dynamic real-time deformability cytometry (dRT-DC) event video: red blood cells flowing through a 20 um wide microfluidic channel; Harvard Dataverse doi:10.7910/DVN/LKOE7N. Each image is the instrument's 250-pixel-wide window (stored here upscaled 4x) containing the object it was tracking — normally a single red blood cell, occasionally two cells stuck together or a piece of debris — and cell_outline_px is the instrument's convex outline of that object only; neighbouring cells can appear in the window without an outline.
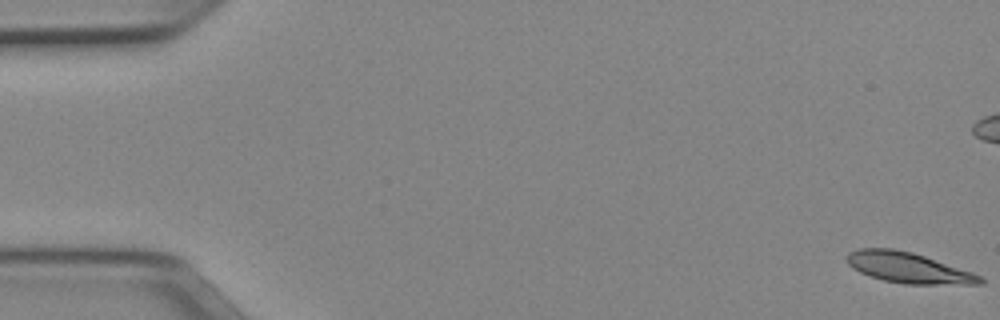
{"species": "Egyptian fruit bat (a non-hibernating species)", "species_latin": "Rousettus aegyptiacus", "temperature_condition": "cold", "stored_images_in_passage": 53, "camera_frame_rate_fps": 3000, "um_per_image_px": 0.085, "animal": {"sex": "female"}, "frame": {"image": 1, "passage_image": 1, "time_ms": 0.0, "image_size_px": [1000, 320], "cell_outline_px": [[984, 284], [904, 284], [884, 280], [860, 272], [852, 268], [848, 264], [848, 252], [860, 248], [892, 248], [912, 252], [972, 272], [980, 276], [984, 280]], "centroid_in_image_um": [77.21, 22.75], "position_along_channel_um": 7.8, "area_um2": 23.47}}
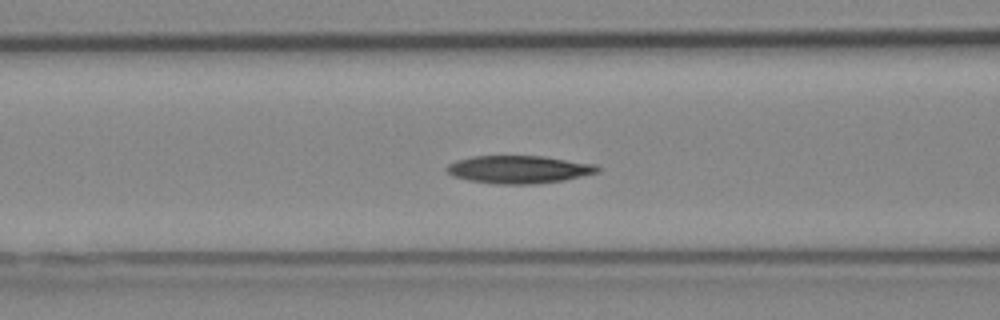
{"frame": {"image": 2, "passage_image": 21, "time_ms": 6.667, "image_size_px": [1000, 320], "cell_outline_px": [[600, 172], [564, 180], [536, 184], [496, 184], [468, 180], [452, 176], [444, 168], [448, 164], [456, 160], [472, 156], [544, 156], [596, 164], [600, 168]], "centroid_in_image_um": [44.1, 14.4], "position_along_channel_um": 122.5, "area_um2": 24.62}}
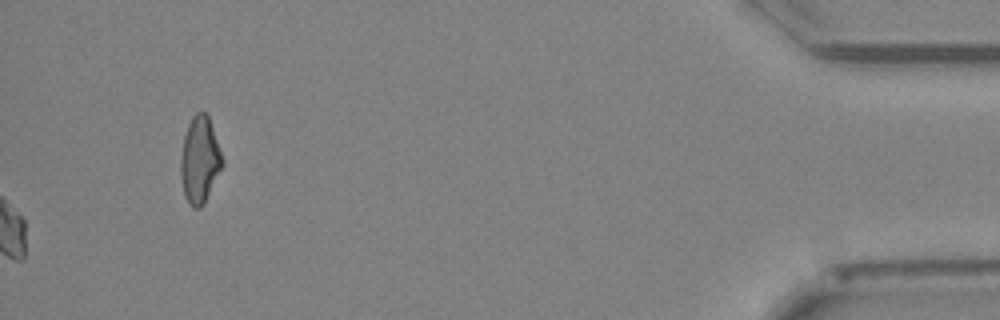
{"frame": {"image": 3, "passage_image": 53, "time_ms": 17.333, "image_size_px": [1000, 320], "cell_outline_px": [[224, 164], [204, 204], [200, 208], [192, 208], [188, 204], [184, 196], [180, 176], [180, 156], [184, 136], [188, 124], [192, 116], [196, 112], [204, 112], [208, 116], [224, 160]], "centroid_in_image_um": [16.96, 13.63], "position_along_channel_um": 418.2, "area_um2": 21.21}, "authors_computed_cell_mechanics": {"area_um2": 23.7558, "velocity_mm_per_s": 3.9356, "shape_relaxation_time_tau1_ms": 4.7088, "shape_relaxation_time_tau2_ms": null, "deformation_change_tau1": 0.1261, "deformation_change_tau2": null}}